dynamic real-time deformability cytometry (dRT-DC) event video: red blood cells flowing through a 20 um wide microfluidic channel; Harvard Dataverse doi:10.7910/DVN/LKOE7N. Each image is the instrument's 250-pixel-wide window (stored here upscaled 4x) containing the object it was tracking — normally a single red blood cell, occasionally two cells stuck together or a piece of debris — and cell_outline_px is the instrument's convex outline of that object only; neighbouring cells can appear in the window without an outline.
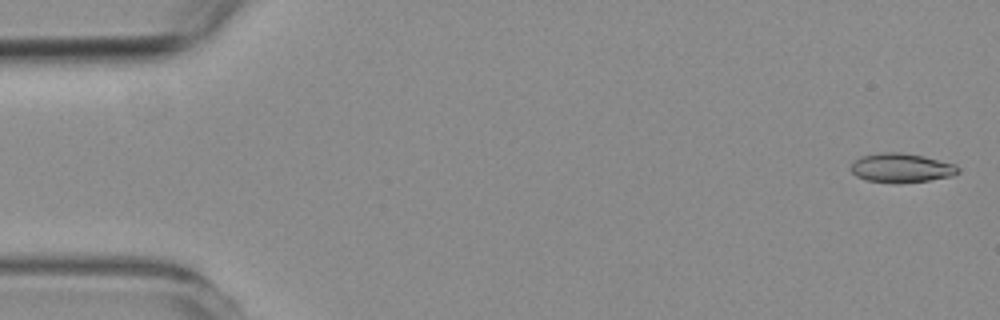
{"species": "common noctule bat (a hibernating species)", "species_latin": "Nyctalus noctula", "temperature_condition": "room temperature", "stored_images_in_passage": 15, "camera_frame_rate_fps": 3000, "um_per_image_px": 0.085, "animal": {"sex": "female", "body_mass_g": 19.3, "forearm_length_mm": 54.1}, "frame": {"image": 1, "passage_image": 1, "time_ms": 0.0, "image_size_px": [1000, 320], "cell_outline_px": [[960, 172], [952, 176], [928, 180], [896, 184], [892, 184], [868, 180], [856, 176], [852, 172], [852, 164], [860, 156], [880, 152], [900, 152], [924, 156], [956, 164], [960, 168]], "centroid_in_image_um": [76.64, 14.27], "position_along_channel_um": 8.4, "area_um2": 18.38}}
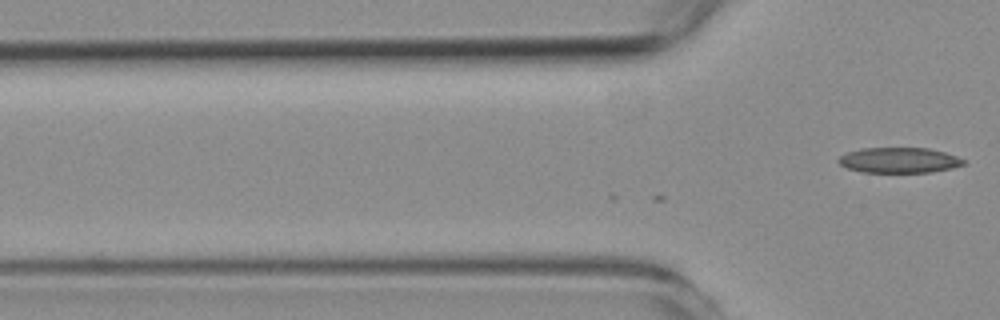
{"frame": {"image": 2, "passage_image": 15, "time_ms": 4.667, "image_size_px": [1000, 320], "cell_outline_px": [[964, 164], [952, 168], [932, 172], [860, 172], [848, 168], [840, 164], [836, 160], [840, 156], [848, 152], [860, 148], [928, 148], [944, 152], [956, 156], [964, 160]], "centroid_in_image_um": [76.4, 13.62], "position_along_channel_um": 49.4, "area_um2": 18.44}}